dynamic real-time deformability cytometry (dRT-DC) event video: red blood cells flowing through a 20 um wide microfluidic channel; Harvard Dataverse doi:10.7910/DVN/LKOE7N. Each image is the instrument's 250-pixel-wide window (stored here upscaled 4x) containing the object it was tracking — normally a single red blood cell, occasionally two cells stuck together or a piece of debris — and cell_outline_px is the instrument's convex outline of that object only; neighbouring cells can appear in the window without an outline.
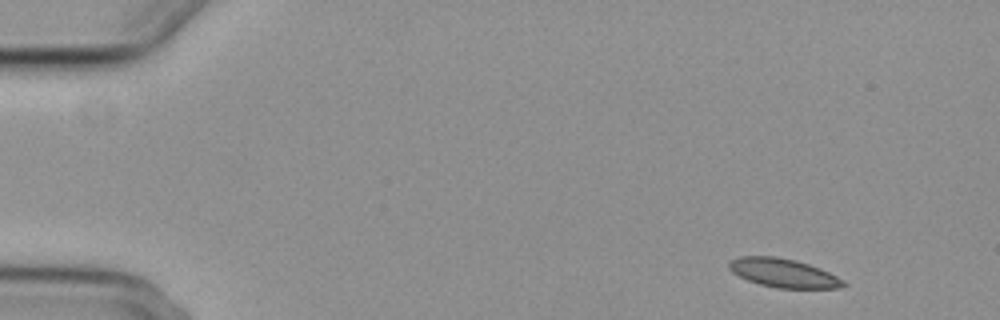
{"species": "common noctule bat (a hibernating species)", "species_latin": "Nyctalus noctula", "temperature_condition": "cold", "stored_images_in_passage": 54, "camera_frame_rate_fps": 3000, "um_per_image_px": 0.085, "animal": {"sex": "female", "body_mass_g": 29.2, "forearm_length_mm": 56.3}, "frame": {"image": 1, "passage_image": 4, "time_ms": 1.0, "image_size_px": [1000, 320], "cell_outline_px": [[848, 284], [840, 288], [776, 288], [760, 284], [748, 280], [732, 272], [728, 268], [728, 264], [732, 260], [740, 256], [776, 256], [796, 260], [820, 268], [844, 280]], "centroid_in_image_um": [66.6, 23.2], "position_along_channel_um": 18.4, "area_um2": 19.13}}
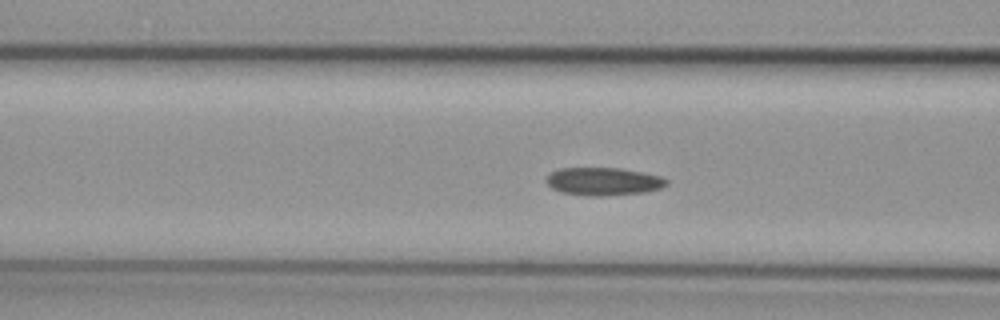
{"frame": {"image": 2, "passage_image": 21, "time_ms": 6.667, "image_size_px": [1000, 320], "cell_outline_px": [[668, 184], [660, 188], [648, 192], [600, 196], [588, 196], [560, 192], [552, 188], [544, 180], [544, 176], [560, 168], [620, 168], [644, 172], [660, 176], [668, 180]], "centroid_in_image_um": [51.28, 15.42], "position_along_channel_um": 115.3, "area_um2": 19.77}}
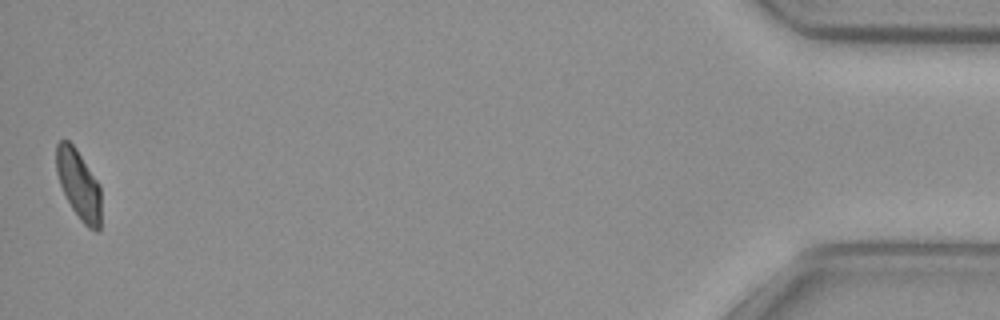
{"frame": {"image": 3, "passage_image": 54, "time_ms": 17.667, "image_size_px": [1000, 320], "cell_outline_px": [[100, 232], [96, 232], [88, 228], [80, 220], [72, 208], [60, 184], [56, 172], [56, 144], [60, 140], [68, 140], [76, 148], [100, 184]], "centroid_in_image_um": [6.7, 15.69], "position_along_channel_um": 428.5, "area_um2": 18.15}, "authors_computed_cell_mechanics": {"area_um2": 19.2763, "velocity_mm_per_s": 3.6843, "shape_relaxation_time_tau1_ms": null, "shape_relaxation_time_tau2_ms": 3.5453, "deformation_change_tau1": null, "deformation_change_tau2": 0.0783}}